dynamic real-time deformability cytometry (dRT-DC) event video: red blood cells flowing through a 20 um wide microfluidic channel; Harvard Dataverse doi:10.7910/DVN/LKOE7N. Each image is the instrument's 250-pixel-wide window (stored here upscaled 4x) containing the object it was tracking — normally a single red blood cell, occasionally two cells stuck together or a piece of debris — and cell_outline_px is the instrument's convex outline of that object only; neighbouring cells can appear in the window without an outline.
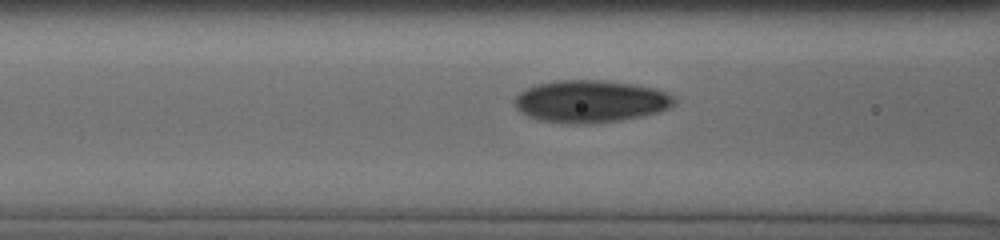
{"species": "human", "species_latin": "Homo sapiens", "temperature_condition": "cold", "stored_images_in_passage": 11, "camera_frame_rate_fps": 3000, "um_per_image_px": 0.085, "donor": {"sex": "male"}, "frame": {"image": 1, "passage_image": 8, "time_ms": 2.667, "image_size_px": [1000, 240], "cell_outline_px": [[676, 104], [668, 108], [656, 112], [640, 116], [620, 120], [592, 124], [560, 124], [536, 120], [520, 112], [516, 108], [512, 100], [520, 92], [536, 84], [556, 80], [600, 80], [628, 84], [652, 88], [664, 92], [672, 96], [676, 100]], "centroid_in_image_um": [50.11, 8.64], "position_along_channel_um": 116.5, "area_um2": 39.42}}
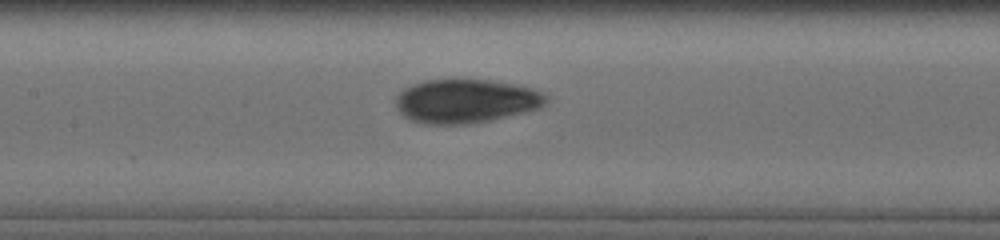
{"frame": {"image": 2, "passage_image": 10, "time_ms": 4.0, "image_size_px": [1000, 240], "cell_outline_px": [[548, 100], [540, 108], [492, 120], [464, 124], [424, 124], [408, 120], [396, 108], [396, 96], [404, 88], [412, 84], [424, 80], [488, 80], [512, 84], [532, 88], [544, 92], [548, 96]], "centroid_in_image_um": [39.58, 8.6], "position_along_channel_um": 167.8, "area_um2": 38.49}}